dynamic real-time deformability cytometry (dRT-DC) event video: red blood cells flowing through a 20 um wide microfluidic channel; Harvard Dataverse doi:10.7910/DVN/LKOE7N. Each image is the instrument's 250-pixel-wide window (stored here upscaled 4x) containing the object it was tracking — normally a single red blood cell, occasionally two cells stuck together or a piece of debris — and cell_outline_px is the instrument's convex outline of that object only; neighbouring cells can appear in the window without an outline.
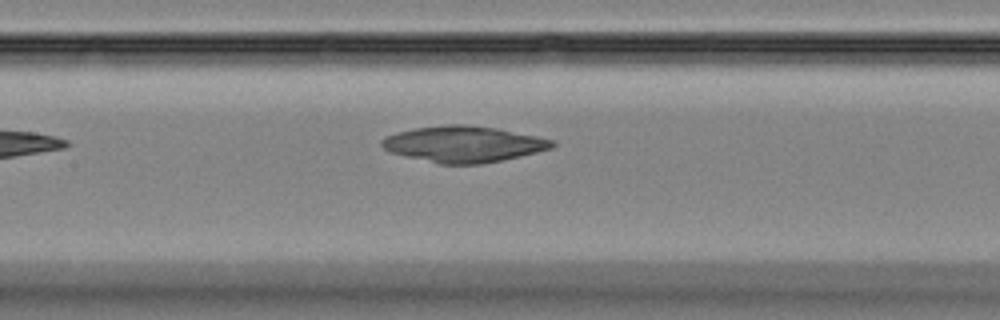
{"species": "Egyptian fruit bat (a non-hibernating species)", "species_latin": "Rousettus aegyptiacus", "temperature_condition": "room temperature", "stored_images_in_passage": 32, "camera_frame_rate_fps": 3000, "um_per_image_px": 0.085, "animal": {"sex": "female"}, "frame": {"image": 1, "passage_image": 8, "time_ms": 2.333, "image_size_px": [1000, 320], "cell_outline_px": [[556, 144], [552, 148], [520, 156], [480, 164], [440, 164], [392, 152], [384, 148], [380, 144], [380, 140], [384, 136], [396, 132], [416, 128], [448, 124], [468, 124], [496, 128], [536, 136], [552, 140]], "centroid_in_image_um": [39.38, 12.24], "position_along_channel_um": 168.0, "area_um2": 35.55}}
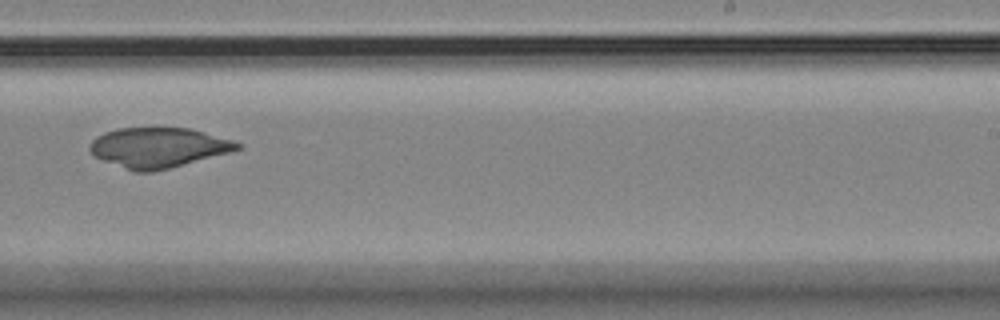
{"frame": {"image": 2, "passage_image": 16, "time_ms": 5.0, "image_size_px": [1000, 320], "cell_outline_px": [[240, 148], [232, 152], [152, 172], [136, 172], [104, 160], [96, 156], [88, 148], [88, 144], [96, 136], [104, 132], [120, 128], [188, 128], [204, 132], [232, 140], [240, 144]], "centroid_in_image_um": [13.44, 12.54], "position_along_channel_um": 275.6, "area_um2": 33.99}}
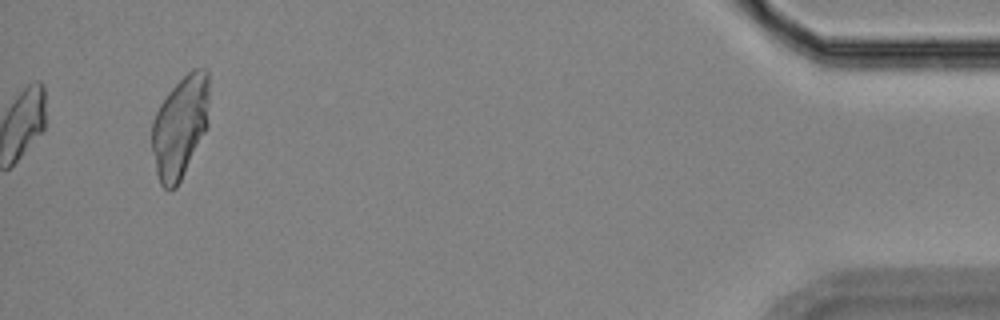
{"frame": {"image": 3, "passage_image": 32, "time_ms": 10.333, "image_size_px": [1000, 320], "cell_outline_px": [[208, 124], [176, 188], [168, 192], [160, 184], [156, 172], [152, 148], [152, 120], [160, 104], [168, 92], [192, 68], [208, 68]], "centroid_in_image_um": [15.29, 10.76], "position_along_channel_um": 419.9, "area_um2": 33.81}}